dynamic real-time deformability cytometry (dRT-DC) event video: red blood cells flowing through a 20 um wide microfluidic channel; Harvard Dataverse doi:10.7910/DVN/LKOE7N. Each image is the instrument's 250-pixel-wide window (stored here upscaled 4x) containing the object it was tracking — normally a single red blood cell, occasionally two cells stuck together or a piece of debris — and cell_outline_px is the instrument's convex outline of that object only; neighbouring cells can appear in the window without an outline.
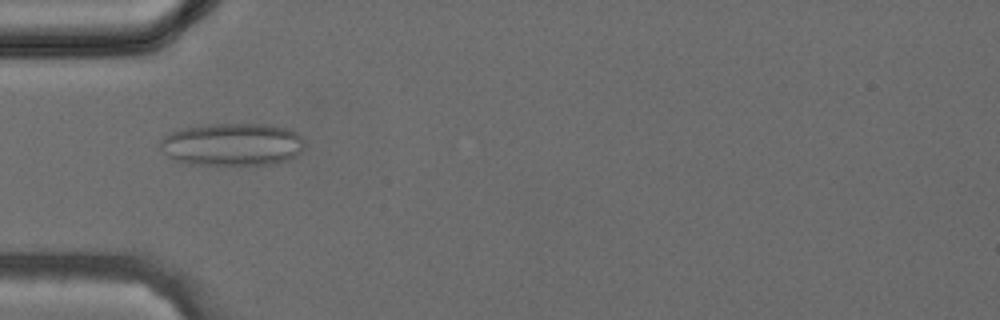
{"species": "common noctule bat (a hibernating species)", "species_latin": "Nyctalus noctula", "temperature_condition": "cold", "stored_images_in_passage": 39, "camera_frame_rate_fps": 3000, "um_per_image_px": 0.085, "animal": {"sex": "female", "body_mass_g": 24.6, "forearm_length_mm": 56.2}, "frame": {"image": 1, "passage_image": 12, "time_ms": 3.667, "image_size_px": [1000, 320], "cell_outline_px": [[304, 148], [292, 160], [272, 164], [188, 164], [172, 160], [160, 148], [160, 140], [168, 132], [184, 128], [204, 124], [272, 124], [288, 128], [296, 132], [304, 140]], "centroid_in_image_um": [19.76, 12.27], "position_along_channel_um": 65.2, "area_um2": 36.41}}